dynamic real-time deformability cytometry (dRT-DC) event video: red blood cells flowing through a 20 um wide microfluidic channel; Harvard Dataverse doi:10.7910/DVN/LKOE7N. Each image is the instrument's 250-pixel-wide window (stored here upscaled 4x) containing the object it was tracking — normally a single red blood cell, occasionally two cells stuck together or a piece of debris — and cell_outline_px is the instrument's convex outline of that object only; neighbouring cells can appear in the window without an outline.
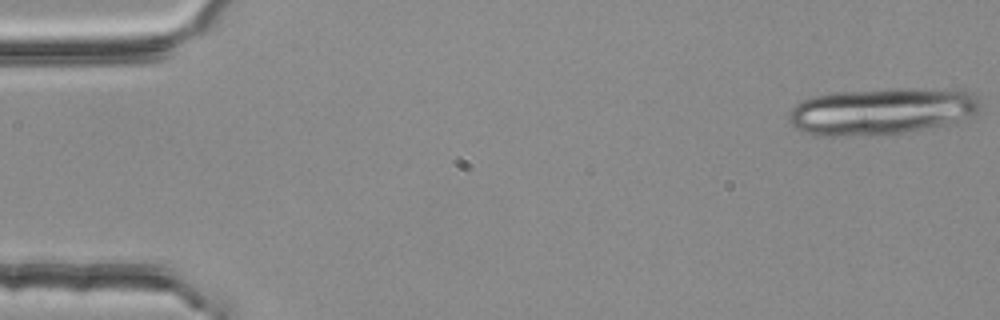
{"species": "common noctule bat (a hibernating species)", "species_latin": "Nyctalus noctula", "temperature_condition": "room temperature", "stored_images_in_passage": 19, "camera_frame_rate_fps": 3000, "um_per_image_px": 0.085, "animal": {"sex": "female", "body_mass_g": 25.1}, "frame": {"image": 1, "passage_image": 1, "time_ms": 0.0, "image_size_px": [1000, 320], "cell_outline_px": [[980, 108], [964, 124], [880, 136], [816, 136], [796, 128], [788, 120], [788, 112], [796, 104], [812, 96], [832, 92], [900, 88], [916, 88], [972, 92], [980, 100]], "centroid_in_image_um": [75.01, 9.49], "position_along_channel_um": 10.0, "area_um2": 53.7}}